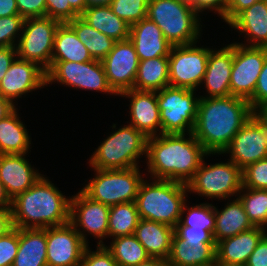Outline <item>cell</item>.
Returning a JSON list of instances; mask_svg holds the SVG:
<instances>
[{"instance_id":"6da1fadb","label":"cell","mask_w":267,"mask_h":266,"mask_svg":"<svg viewBox=\"0 0 267 266\" xmlns=\"http://www.w3.org/2000/svg\"><path fill=\"white\" fill-rule=\"evenodd\" d=\"M253 116L249 101L232 95L200 97L192 134L207 153L221 155Z\"/></svg>"},{"instance_id":"7a4b0ae2","label":"cell","mask_w":267,"mask_h":266,"mask_svg":"<svg viewBox=\"0 0 267 266\" xmlns=\"http://www.w3.org/2000/svg\"><path fill=\"white\" fill-rule=\"evenodd\" d=\"M187 135L160 134L147 139L145 170L153 180L183 184L191 180L207 152L192 133Z\"/></svg>"},{"instance_id":"3957f363","label":"cell","mask_w":267,"mask_h":266,"mask_svg":"<svg viewBox=\"0 0 267 266\" xmlns=\"http://www.w3.org/2000/svg\"><path fill=\"white\" fill-rule=\"evenodd\" d=\"M71 197L43 175L32 187L12 200L11 213L16 228L60 226L70 221Z\"/></svg>"},{"instance_id":"277c9868","label":"cell","mask_w":267,"mask_h":266,"mask_svg":"<svg viewBox=\"0 0 267 266\" xmlns=\"http://www.w3.org/2000/svg\"><path fill=\"white\" fill-rule=\"evenodd\" d=\"M143 180L135 200L140 219L167 224L173 228L180 221L184 202L187 200L186 184L153 179Z\"/></svg>"},{"instance_id":"5b68a950","label":"cell","mask_w":267,"mask_h":266,"mask_svg":"<svg viewBox=\"0 0 267 266\" xmlns=\"http://www.w3.org/2000/svg\"><path fill=\"white\" fill-rule=\"evenodd\" d=\"M146 17L156 23L173 46L199 43L201 39V18L189 1L149 0Z\"/></svg>"},{"instance_id":"8992f818","label":"cell","mask_w":267,"mask_h":266,"mask_svg":"<svg viewBox=\"0 0 267 266\" xmlns=\"http://www.w3.org/2000/svg\"><path fill=\"white\" fill-rule=\"evenodd\" d=\"M104 139L89 159L92 169H129L140 167L139 158L146 157L147 137L132 125H123Z\"/></svg>"},{"instance_id":"52a82bcc","label":"cell","mask_w":267,"mask_h":266,"mask_svg":"<svg viewBox=\"0 0 267 266\" xmlns=\"http://www.w3.org/2000/svg\"><path fill=\"white\" fill-rule=\"evenodd\" d=\"M94 178L81 189L90 199L107 206L136 200L144 175L139 167L129 169H93ZM142 174V175H141Z\"/></svg>"},{"instance_id":"ba28073f","label":"cell","mask_w":267,"mask_h":266,"mask_svg":"<svg viewBox=\"0 0 267 266\" xmlns=\"http://www.w3.org/2000/svg\"><path fill=\"white\" fill-rule=\"evenodd\" d=\"M194 176L186 184L188 193H195L208 199L229 200L236 197L243 187L242 169L233 161L206 164L205 157ZM205 162V163H204ZM231 196V197H230ZM230 197V198H229Z\"/></svg>"},{"instance_id":"9c48e42d","label":"cell","mask_w":267,"mask_h":266,"mask_svg":"<svg viewBox=\"0 0 267 266\" xmlns=\"http://www.w3.org/2000/svg\"><path fill=\"white\" fill-rule=\"evenodd\" d=\"M197 90L166 86L157 91L161 134H189L193 132L200 96Z\"/></svg>"},{"instance_id":"30bf717a","label":"cell","mask_w":267,"mask_h":266,"mask_svg":"<svg viewBox=\"0 0 267 266\" xmlns=\"http://www.w3.org/2000/svg\"><path fill=\"white\" fill-rule=\"evenodd\" d=\"M60 83L76 89L117 94L109 86L102 61H51L46 71V85Z\"/></svg>"},{"instance_id":"8fae6325","label":"cell","mask_w":267,"mask_h":266,"mask_svg":"<svg viewBox=\"0 0 267 266\" xmlns=\"http://www.w3.org/2000/svg\"><path fill=\"white\" fill-rule=\"evenodd\" d=\"M60 23L47 16L25 19L16 45L17 57L34 62L47 71L51 66L54 37Z\"/></svg>"},{"instance_id":"7c38bea8","label":"cell","mask_w":267,"mask_h":266,"mask_svg":"<svg viewBox=\"0 0 267 266\" xmlns=\"http://www.w3.org/2000/svg\"><path fill=\"white\" fill-rule=\"evenodd\" d=\"M197 42L172 46L169 58V86L198 91L202 85L211 48Z\"/></svg>"},{"instance_id":"4fadbf2b","label":"cell","mask_w":267,"mask_h":266,"mask_svg":"<svg viewBox=\"0 0 267 266\" xmlns=\"http://www.w3.org/2000/svg\"><path fill=\"white\" fill-rule=\"evenodd\" d=\"M267 57L266 47H249L233 43V66L230 92L232 96L250 101L259 74Z\"/></svg>"},{"instance_id":"5bb4252c","label":"cell","mask_w":267,"mask_h":266,"mask_svg":"<svg viewBox=\"0 0 267 266\" xmlns=\"http://www.w3.org/2000/svg\"><path fill=\"white\" fill-rule=\"evenodd\" d=\"M109 210V206L90 199L79 190L77 194L71 196L69 222L87 245H89L88 235L100 239L97 245H104L103 239L108 238Z\"/></svg>"},{"instance_id":"9a60e30c","label":"cell","mask_w":267,"mask_h":266,"mask_svg":"<svg viewBox=\"0 0 267 266\" xmlns=\"http://www.w3.org/2000/svg\"><path fill=\"white\" fill-rule=\"evenodd\" d=\"M47 266H81L87 244L73 225L46 228Z\"/></svg>"},{"instance_id":"2e32d148","label":"cell","mask_w":267,"mask_h":266,"mask_svg":"<svg viewBox=\"0 0 267 266\" xmlns=\"http://www.w3.org/2000/svg\"><path fill=\"white\" fill-rule=\"evenodd\" d=\"M102 63L108 84L118 96L124 91L133 89L139 59L130 39L115 42L113 49Z\"/></svg>"},{"instance_id":"e0dca14e","label":"cell","mask_w":267,"mask_h":266,"mask_svg":"<svg viewBox=\"0 0 267 266\" xmlns=\"http://www.w3.org/2000/svg\"><path fill=\"white\" fill-rule=\"evenodd\" d=\"M244 169L247 165L267 158V131L253 115L231 140L222 154Z\"/></svg>"},{"instance_id":"ac0fdd59","label":"cell","mask_w":267,"mask_h":266,"mask_svg":"<svg viewBox=\"0 0 267 266\" xmlns=\"http://www.w3.org/2000/svg\"><path fill=\"white\" fill-rule=\"evenodd\" d=\"M45 86L46 71L34 62L16 57L0 82V95L15 104L17 98Z\"/></svg>"},{"instance_id":"d6986e66","label":"cell","mask_w":267,"mask_h":266,"mask_svg":"<svg viewBox=\"0 0 267 266\" xmlns=\"http://www.w3.org/2000/svg\"><path fill=\"white\" fill-rule=\"evenodd\" d=\"M129 98V124L142 132L147 138L161 134L160 110L157 92L130 89L119 94Z\"/></svg>"},{"instance_id":"ffe728a7","label":"cell","mask_w":267,"mask_h":266,"mask_svg":"<svg viewBox=\"0 0 267 266\" xmlns=\"http://www.w3.org/2000/svg\"><path fill=\"white\" fill-rule=\"evenodd\" d=\"M25 154H0V181L13 200L32 187L43 175L29 163Z\"/></svg>"},{"instance_id":"44dd1931","label":"cell","mask_w":267,"mask_h":266,"mask_svg":"<svg viewBox=\"0 0 267 266\" xmlns=\"http://www.w3.org/2000/svg\"><path fill=\"white\" fill-rule=\"evenodd\" d=\"M232 66L233 43L225 45L218 50L216 48L211 49L202 82L208 95H201L200 97L213 98L231 95L230 80Z\"/></svg>"},{"instance_id":"7402d4cb","label":"cell","mask_w":267,"mask_h":266,"mask_svg":"<svg viewBox=\"0 0 267 266\" xmlns=\"http://www.w3.org/2000/svg\"><path fill=\"white\" fill-rule=\"evenodd\" d=\"M129 39L134 44L139 61L169 56L173 46L156 23L147 17L130 26Z\"/></svg>"},{"instance_id":"603a6c76","label":"cell","mask_w":267,"mask_h":266,"mask_svg":"<svg viewBox=\"0 0 267 266\" xmlns=\"http://www.w3.org/2000/svg\"><path fill=\"white\" fill-rule=\"evenodd\" d=\"M267 233L262 227L255 226L216 244V260L228 265L245 266L258 242Z\"/></svg>"},{"instance_id":"cb8c5ba5","label":"cell","mask_w":267,"mask_h":266,"mask_svg":"<svg viewBox=\"0 0 267 266\" xmlns=\"http://www.w3.org/2000/svg\"><path fill=\"white\" fill-rule=\"evenodd\" d=\"M228 26L247 38L245 43L238 44L267 48V0L258 1L245 9Z\"/></svg>"},{"instance_id":"d4e9b609","label":"cell","mask_w":267,"mask_h":266,"mask_svg":"<svg viewBox=\"0 0 267 266\" xmlns=\"http://www.w3.org/2000/svg\"><path fill=\"white\" fill-rule=\"evenodd\" d=\"M150 257L168 259L174 228L164 223L140 219L133 234Z\"/></svg>"},{"instance_id":"484cf974","label":"cell","mask_w":267,"mask_h":266,"mask_svg":"<svg viewBox=\"0 0 267 266\" xmlns=\"http://www.w3.org/2000/svg\"><path fill=\"white\" fill-rule=\"evenodd\" d=\"M215 229L213 237L216 244L226 238L233 237L243 231L255 227L247 217L244 207L237 197L219 209L214 206Z\"/></svg>"},{"instance_id":"4316f807","label":"cell","mask_w":267,"mask_h":266,"mask_svg":"<svg viewBox=\"0 0 267 266\" xmlns=\"http://www.w3.org/2000/svg\"><path fill=\"white\" fill-rule=\"evenodd\" d=\"M46 228H19V247L12 266H47Z\"/></svg>"},{"instance_id":"83f0119b","label":"cell","mask_w":267,"mask_h":266,"mask_svg":"<svg viewBox=\"0 0 267 266\" xmlns=\"http://www.w3.org/2000/svg\"><path fill=\"white\" fill-rule=\"evenodd\" d=\"M80 16L91 27L116 42L129 39L130 25L114 14L109 5L88 7Z\"/></svg>"},{"instance_id":"f1b7e54d","label":"cell","mask_w":267,"mask_h":266,"mask_svg":"<svg viewBox=\"0 0 267 266\" xmlns=\"http://www.w3.org/2000/svg\"><path fill=\"white\" fill-rule=\"evenodd\" d=\"M17 109L0 120V154H25L31 149V137Z\"/></svg>"},{"instance_id":"f546056e","label":"cell","mask_w":267,"mask_h":266,"mask_svg":"<svg viewBox=\"0 0 267 266\" xmlns=\"http://www.w3.org/2000/svg\"><path fill=\"white\" fill-rule=\"evenodd\" d=\"M215 260L216 244L192 247L174 233L167 259L169 266H211Z\"/></svg>"},{"instance_id":"4dcf8cb0","label":"cell","mask_w":267,"mask_h":266,"mask_svg":"<svg viewBox=\"0 0 267 266\" xmlns=\"http://www.w3.org/2000/svg\"><path fill=\"white\" fill-rule=\"evenodd\" d=\"M92 60L94 59L73 28L67 22L60 23L54 37L51 61L88 62Z\"/></svg>"},{"instance_id":"1f68e13d","label":"cell","mask_w":267,"mask_h":266,"mask_svg":"<svg viewBox=\"0 0 267 266\" xmlns=\"http://www.w3.org/2000/svg\"><path fill=\"white\" fill-rule=\"evenodd\" d=\"M168 66V56L139 61L133 89L157 92L169 86Z\"/></svg>"},{"instance_id":"d6a6232c","label":"cell","mask_w":267,"mask_h":266,"mask_svg":"<svg viewBox=\"0 0 267 266\" xmlns=\"http://www.w3.org/2000/svg\"><path fill=\"white\" fill-rule=\"evenodd\" d=\"M94 60L102 61L113 49L116 41L91 27L81 16L67 22Z\"/></svg>"},{"instance_id":"836d02e7","label":"cell","mask_w":267,"mask_h":266,"mask_svg":"<svg viewBox=\"0 0 267 266\" xmlns=\"http://www.w3.org/2000/svg\"><path fill=\"white\" fill-rule=\"evenodd\" d=\"M140 221L135 201L110 206L108 216V237L133 235Z\"/></svg>"},{"instance_id":"e575fe53","label":"cell","mask_w":267,"mask_h":266,"mask_svg":"<svg viewBox=\"0 0 267 266\" xmlns=\"http://www.w3.org/2000/svg\"><path fill=\"white\" fill-rule=\"evenodd\" d=\"M104 245L112 254L117 266H135L150 258L134 235L116 237L110 245Z\"/></svg>"},{"instance_id":"d590c367","label":"cell","mask_w":267,"mask_h":266,"mask_svg":"<svg viewBox=\"0 0 267 266\" xmlns=\"http://www.w3.org/2000/svg\"><path fill=\"white\" fill-rule=\"evenodd\" d=\"M237 197L252 224L267 230V189H251L243 186Z\"/></svg>"},{"instance_id":"8d00e7d4","label":"cell","mask_w":267,"mask_h":266,"mask_svg":"<svg viewBox=\"0 0 267 266\" xmlns=\"http://www.w3.org/2000/svg\"><path fill=\"white\" fill-rule=\"evenodd\" d=\"M187 205L186 200L182 207L180 222L184 226L209 230L213 233L215 229V215L212 203L209 204L203 202L190 207ZM185 213L187 214L183 215Z\"/></svg>"},{"instance_id":"74e56055","label":"cell","mask_w":267,"mask_h":266,"mask_svg":"<svg viewBox=\"0 0 267 266\" xmlns=\"http://www.w3.org/2000/svg\"><path fill=\"white\" fill-rule=\"evenodd\" d=\"M149 0H111L114 14L130 26L146 18Z\"/></svg>"},{"instance_id":"f35d334b","label":"cell","mask_w":267,"mask_h":266,"mask_svg":"<svg viewBox=\"0 0 267 266\" xmlns=\"http://www.w3.org/2000/svg\"><path fill=\"white\" fill-rule=\"evenodd\" d=\"M25 19L20 15L0 17V48L16 47Z\"/></svg>"},{"instance_id":"ab89813d","label":"cell","mask_w":267,"mask_h":266,"mask_svg":"<svg viewBox=\"0 0 267 266\" xmlns=\"http://www.w3.org/2000/svg\"><path fill=\"white\" fill-rule=\"evenodd\" d=\"M243 186L251 189H267V158L242 169Z\"/></svg>"},{"instance_id":"60d3db41","label":"cell","mask_w":267,"mask_h":266,"mask_svg":"<svg viewBox=\"0 0 267 266\" xmlns=\"http://www.w3.org/2000/svg\"><path fill=\"white\" fill-rule=\"evenodd\" d=\"M174 233L192 247L205 246L206 244H216L211 231L187 227L180 221L174 227Z\"/></svg>"},{"instance_id":"b9f144b4","label":"cell","mask_w":267,"mask_h":266,"mask_svg":"<svg viewBox=\"0 0 267 266\" xmlns=\"http://www.w3.org/2000/svg\"><path fill=\"white\" fill-rule=\"evenodd\" d=\"M19 247V228L0 237V266H12Z\"/></svg>"},{"instance_id":"7bdbcfd3","label":"cell","mask_w":267,"mask_h":266,"mask_svg":"<svg viewBox=\"0 0 267 266\" xmlns=\"http://www.w3.org/2000/svg\"><path fill=\"white\" fill-rule=\"evenodd\" d=\"M96 247V251H91L87 245L82 256L81 266H117L105 245H97Z\"/></svg>"},{"instance_id":"ee69618b","label":"cell","mask_w":267,"mask_h":266,"mask_svg":"<svg viewBox=\"0 0 267 266\" xmlns=\"http://www.w3.org/2000/svg\"><path fill=\"white\" fill-rule=\"evenodd\" d=\"M46 16L66 23L80 16L67 0H45Z\"/></svg>"},{"instance_id":"f6af8a7d","label":"cell","mask_w":267,"mask_h":266,"mask_svg":"<svg viewBox=\"0 0 267 266\" xmlns=\"http://www.w3.org/2000/svg\"><path fill=\"white\" fill-rule=\"evenodd\" d=\"M18 12L24 19L46 16L45 0H16Z\"/></svg>"},{"instance_id":"bcb514c9","label":"cell","mask_w":267,"mask_h":266,"mask_svg":"<svg viewBox=\"0 0 267 266\" xmlns=\"http://www.w3.org/2000/svg\"><path fill=\"white\" fill-rule=\"evenodd\" d=\"M267 103V57L259 74L256 88L249 104L254 110L256 107Z\"/></svg>"},{"instance_id":"7dc6e473","label":"cell","mask_w":267,"mask_h":266,"mask_svg":"<svg viewBox=\"0 0 267 266\" xmlns=\"http://www.w3.org/2000/svg\"><path fill=\"white\" fill-rule=\"evenodd\" d=\"M229 0H191L190 3L193 9L200 15L207 10L208 12L214 11L215 15L221 19L225 16Z\"/></svg>"},{"instance_id":"c3c4849f","label":"cell","mask_w":267,"mask_h":266,"mask_svg":"<svg viewBox=\"0 0 267 266\" xmlns=\"http://www.w3.org/2000/svg\"><path fill=\"white\" fill-rule=\"evenodd\" d=\"M261 0H229L225 16L222 20L230 24L242 11Z\"/></svg>"},{"instance_id":"681fc988","label":"cell","mask_w":267,"mask_h":266,"mask_svg":"<svg viewBox=\"0 0 267 266\" xmlns=\"http://www.w3.org/2000/svg\"><path fill=\"white\" fill-rule=\"evenodd\" d=\"M245 266H267V233L258 242Z\"/></svg>"},{"instance_id":"f907efd6","label":"cell","mask_w":267,"mask_h":266,"mask_svg":"<svg viewBox=\"0 0 267 266\" xmlns=\"http://www.w3.org/2000/svg\"><path fill=\"white\" fill-rule=\"evenodd\" d=\"M16 57V47L9 46L0 48V82Z\"/></svg>"},{"instance_id":"816d5d0a","label":"cell","mask_w":267,"mask_h":266,"mask_svg":"<svg viewBox=\"0 0 267 266\" xmlns=\"http://www.w3.org/2000/svg\"><path fill=\"white\" fill-rule=\"evenodd\" d=\"M14 228L11 207L0 208V237Z\"/></svg>"},{"instance_id":"f5cc1de1","label":"cell","mask_w":267,"mask_h":266,"mask_svg":"<svg viewBox=\"0 0 267 266\" xmlns=\"http://www.w3.org/2000/svg\"><path fill=\"white\" fill-rule=\"evenodd\" d=\"M19 15L16 0H0V17Z\"/></svg>"},{"instance_id":"db71d44e","label":"cell","mask_w":267,"mask_h":266,"mask_svg":"<svg viewBox=\"0 0 267 266\" xmlns=\"http://www.w3.org/2000/svg\"><path fill=\"white\" fill-rule=\"evenodd\" d=\"M16 109V105L0 95V120L6 118Z\"/></svg>"},{"instance_id":"11a10c76","label":"cell","mask_w":267,"mask_h":266,"mask_svg":"<svg viewBox=\"0 0 267 266\" xmlns=\"http://www.w3.org/2000/svg\"><path fill=\"white\" fill-rule=\"evenodd\" d=\"M253 115L265 127L267 131V103L256 107L253 110Z\"/></svg>"},{"instance_id":"9f6ffc18","label":"cell","mask_w":267,"mask_h":266,"mask_svg":"<svg viewBox=\"0 0 267 266\" xmlns=\"http://www.w3.org/2000/svg\"><path fill=\"white\" fill-rule=\"evenodd\" d=\"M135 266H169L166 259L158 257H150L148 260L141 262Z\"/></svg>"},{"instance_id":"6f0895ef","label":"cell","mask_w":267,"mask_h":266,"mask_svg":"<svg viewBox=\"0 0 267 266\" xmlns=\"http://www.w3.org/2000/svg\"><path fill=\"white\" fill-rule=\"evenodd\" d=\"M12 200L8 196L4 185L0 181V208L11 207Z\"/></svg>"},{"instance_id":"680465c9","label":"cell","mask_w":267,"mask_h":266,"mask_svg":"<svg viewBox=\"0 0 267 266\" xmlns=\"http://www.w3.org/2000/svg\"><path fill=\"white\" fill-rule=\"evenodd\" d=\"M70 4V6L79 14L81 15L85 9L87 8L86 6V1L85 0H67Z\"/></svg>"},{"instance_id":"91938a15","label":"cell","mask_w":267,"mask_h":266,"mask_svg":"<svg viewBox=\"0 0 267 266\" xmlns=\"http://www.w3.org/2000/svg\"><path fill=\"white\" fill-rule=\"evenodd\" d=\"M86 6L92 7V6H101V5H110L111 0H85Z\"/></svg>"},{"instance_id":"94428289","label":"cell","mask_w":267,"mask_h":266,"mask_svg":"<svg viewBox=\"0 0 267 266\" xmlns=\"http://www.w3.org/2000/svg\"><path fill=\"white\" fill-rule=\"evenodd\" d=\"M211 266H241V265H228V264H223V263L215 260V262Z\"/></svg>"}]
</instances>
